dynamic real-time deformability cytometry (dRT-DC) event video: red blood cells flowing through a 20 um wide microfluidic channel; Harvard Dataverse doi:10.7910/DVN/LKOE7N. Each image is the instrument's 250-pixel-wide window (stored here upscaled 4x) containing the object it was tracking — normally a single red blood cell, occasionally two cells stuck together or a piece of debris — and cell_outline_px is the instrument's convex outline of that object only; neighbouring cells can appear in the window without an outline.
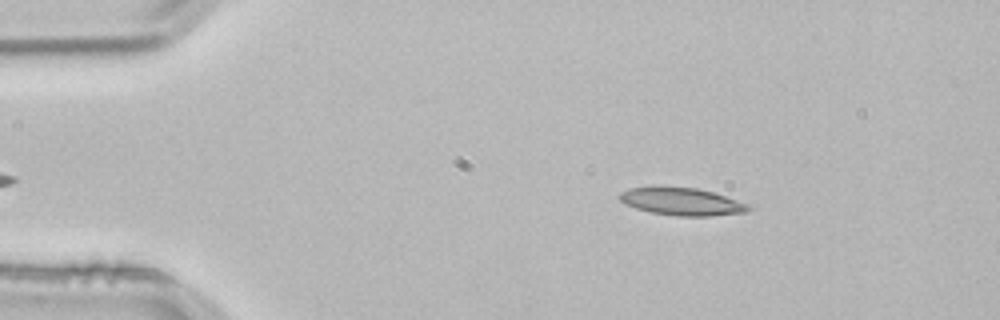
{"species": "common noctule bat (a hibernating species)", "species_latin": "Nyctalus noctula", "temperature_condition": "room temperature", "stored_images_in_passage": 49, "camera_frame_rate_fps": 3000, "um_per_image_px": 0.085, "animal": {"sex": "male", "body_mass_g": 21.5, "forearm_length_mm": 52.0}, "frame": {"image": 1, "passage_image": 5, "time_ms": 1.333, "image_size_px": [1000, 320], "cell_outline_px": [[756, 204], [748, 212], [712, 216], [680, 216], [652, 212], [636, 208], [624, 204], [620, 200], [620, 192], [628, 188], [656, 184], [660, 184], [696, 188], [712, 192]], "centroid_in_image_um": [58.01, 17.09], "position_along_channel_um": 27.0, "area_um2": 21.68}}
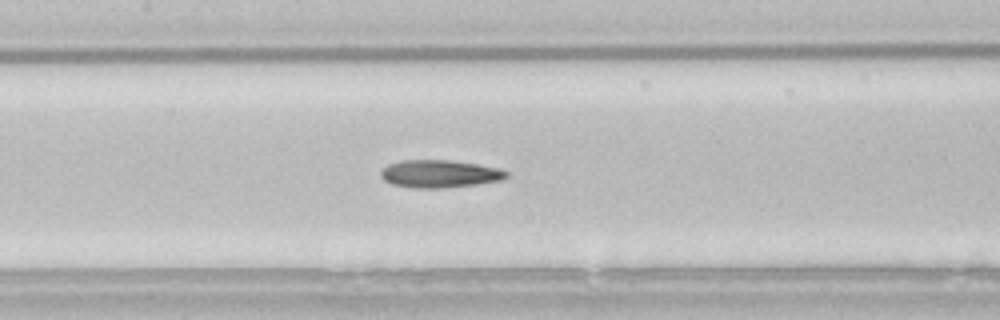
{"frame": {"image": 2, "passage_image": 21, "time_ms": 6.667, "image_size_px": [1000, 320], "cell_outline_px": [[508, 176], [500, 180], [476, 184], [440, 188], [412, 188], [392, 184], [384, 180], [380, 176], [380, 172], [388, 164], [400, 160], [452, 160], [500, 168], [508, 172]], "centroid_in_image_um": [37.34, 14.77], "position_along_channel_um": 170.1, "area_um2": 20.23}}
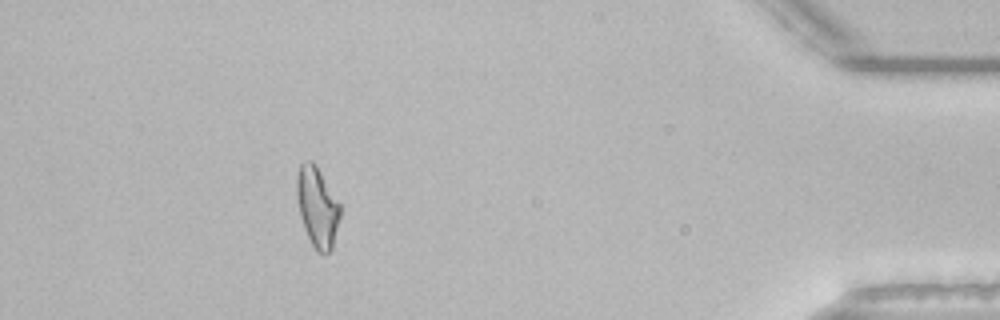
{"frame": {"image": 3, "passage_image": 44, "time_ms": 14.333, "image_size_px": [1000, 320], "cell_outline_px": [[340, 216], [332, 248], [328, 252], [316, 252], [304, 228], [300, 216], [296, 196], [296, 176], [300, 164], [308, 160], [312, 160], [316, 164], [340, 204]], "centroid_in_image_um": [26.95, 17.56], "position_along_channel_um": 408.3, "area_um2": 20.17}, "authors_computed_cell_mechanics": {"area_um2": 20.1722, "velocity_mm_per_s": 3.8439, "shape_relaxation_time_tau1_ms": null, "shape_relaxation_time_tau2_ms": 1.6544, "deformation_change_tau1": null, "deformation_change_tau2": 0.104}}